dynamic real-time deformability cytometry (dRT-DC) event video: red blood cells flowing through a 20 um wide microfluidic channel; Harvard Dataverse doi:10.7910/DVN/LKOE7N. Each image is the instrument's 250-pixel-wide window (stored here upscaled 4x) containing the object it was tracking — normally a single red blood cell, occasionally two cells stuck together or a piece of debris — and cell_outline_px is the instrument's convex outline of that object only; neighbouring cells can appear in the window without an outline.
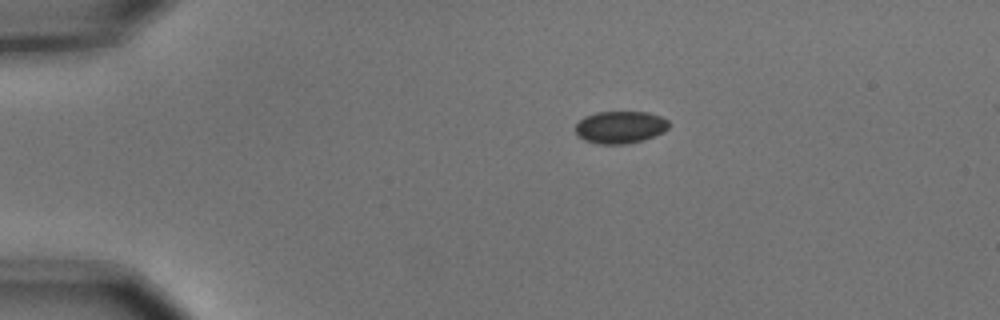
{"species": "common noctule bat (a hibernating species)", "species_latin": "Nyctalus noctula", "temperature_condition": "cold", "stored_images_in_passage": 9, "camera_frame_rate_fps": 3000, "um_per_image_px": 0.085, "animal": {"sex": "male", "body_mass_g": 15.6}, "frame": {"image": 1, "passage_image": 1, "time_ms": 0.0, "image_size_px": [1000, 320], "cell_outline_px": [[668, 128], [664, 132], [640, 140], [624, 144], [596, 144], [584, 140], [576, 132], [576, 124], [584, 116], [596, 112], [648, 112], [660, 116], [668, 120]], "centroid_in_image_um": [52.7, 10.8], "position_along_channel_um": 32.3, "area_um2": 17.46}}
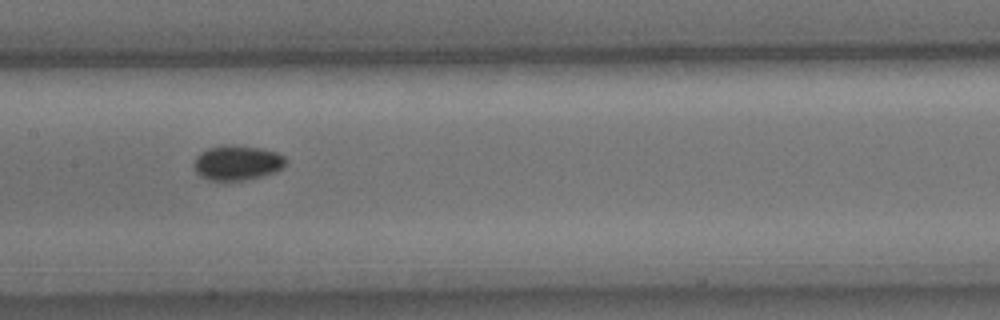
{"frame": {"image": 2, "passage_image": 6, "time_ms": 1.667, "image_size_px": [1000, 320], "cell_outline_px": [[288, 160], [276, 172], [244, 180], [212, 180], [200, 176], [196, 172], [192, 164], [196, 156], [200, 152], [208, 148], [228, 144], [260, 148], [276, 152], [284, 156]], "centroid_in_image_um": [20.13, 13.82], "position_along_channel_um": 187.3, "area_um2": 18.61}}
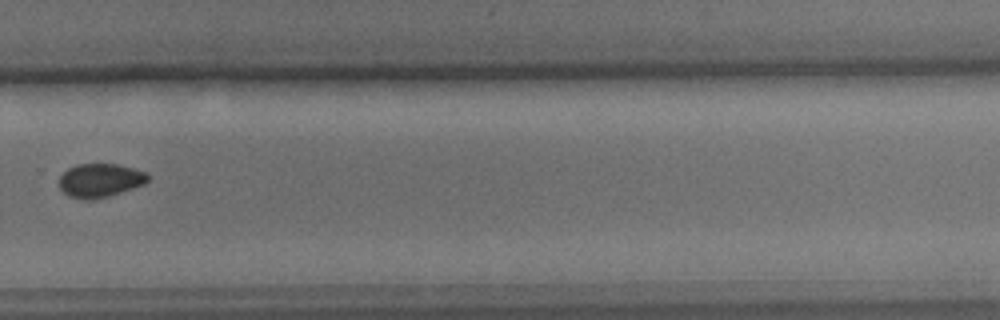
{"frame": {"image": 3, "passage_image": 9, "time_ms": 2.667, "image_size_px": [1000, 320], "cell_outline_px": [[148, 180], [144, 184], [108, 196], [88, 200], [68, 196], [60, 188], [60, 176], [68, 168], [76, 164], [116, 164], [148, 172]], "centroid_in_image_um": [8.5, 15.32], "position_along_channel_um": 321.3, "area_um2": 17.22}}